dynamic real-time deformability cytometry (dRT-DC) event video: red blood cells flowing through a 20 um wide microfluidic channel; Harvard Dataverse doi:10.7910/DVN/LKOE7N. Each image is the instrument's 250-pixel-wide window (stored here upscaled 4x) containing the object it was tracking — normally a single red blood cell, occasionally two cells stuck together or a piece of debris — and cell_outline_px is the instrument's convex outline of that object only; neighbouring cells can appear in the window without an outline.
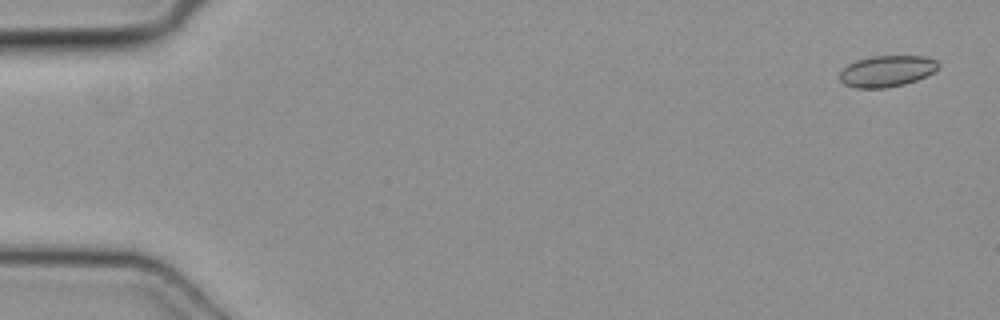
{"species": "common noctule bat (a hibernating species)", "species_latin": "Nyctalus noctula", "temperature_condition": "cold", "stored_images_in_passage": 7, "camera_frame_rate_fps": 3000, "um_per_image_px": 0.085, "animal": {"sex": "female", "body_mass_g": 19.3, "forearm_length_mm": 54.1}, "frame": {"image": 1, "passage_image": 1, "time_ms": 0.0, "image_size_px": [1000, 320], "cell_outline_px": [[940, 64], [932, 72], [916, 80], [904, 84], [888, 88], [856, 88], [844, 84], [840, 80], [840, 72], [848, 64], [856, 60], [872, 56], [924, 56], [936, 60]], "centroid_in_image_um": [75.35, 6.04], "position_along_channel_um": 9.6, "area_um2": 17.86}}
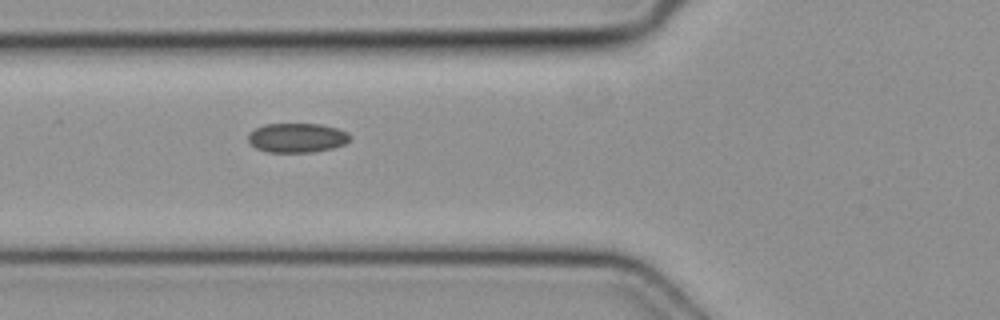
{"frame": {"image": 2, "passage_image": 5, "time_ms": 1.333, "image_size_px": [1000, 320], "cell_outline_px": [[352, 136], [344, 144], [332, 148], [312, 152], [268, 152], [256, 148], [248, 140], [248, 136], [256, 128], [264, 124], [320, 124], [336, 128], [348, 132]], "centroid_in_image_um": [25.26, 11.71], "position_along_channel_um": 100.5, "area_um2": 17.28}}
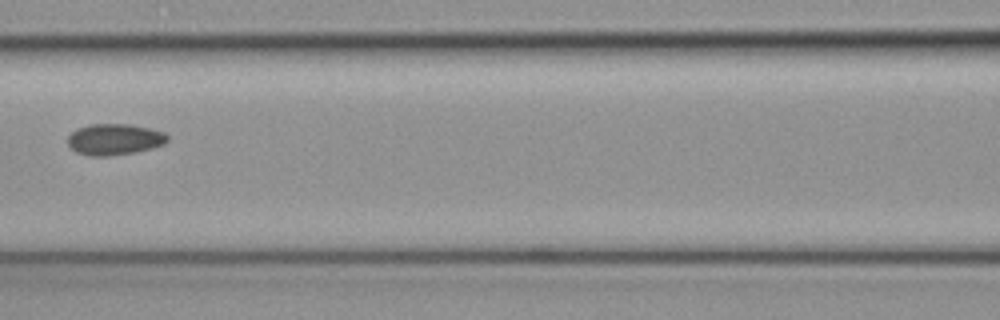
{"frame": {"image": 3, "passage_image": 6, "time_ms": 1.667, "image_size_px": [1000, 320], "cell_outline_px": [[168, 140], [164, 144], [152, 148], [136, 152], [104, 156], [92, 156], [76, 152], [68, 144], [68, 136], [76, 128], [88, 124], [128, 124], [148, 128], [164, 132], [168, 136]], "centroid_in_image_um": [9.72, 11.84], "position_along_channel_um": 156.9, "area_um2": 18.09}}